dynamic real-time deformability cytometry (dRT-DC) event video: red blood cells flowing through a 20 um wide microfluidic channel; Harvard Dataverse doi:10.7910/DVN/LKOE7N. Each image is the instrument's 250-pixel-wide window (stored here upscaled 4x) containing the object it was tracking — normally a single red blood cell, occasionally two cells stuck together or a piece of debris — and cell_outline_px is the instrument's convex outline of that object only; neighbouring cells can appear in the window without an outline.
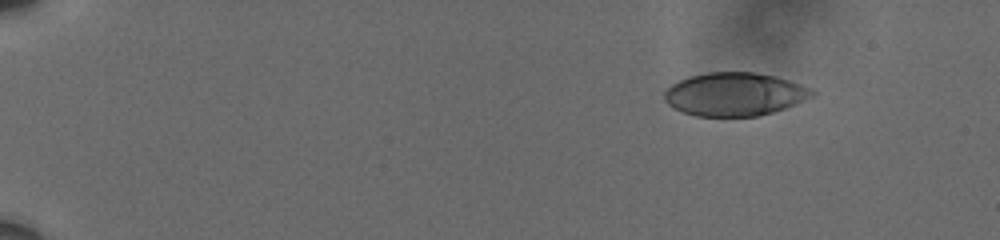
{"species": "human", "species_latin": "Homo sapiens", "temperature_condition": "cold", "stored_images_in_passage": 52, "camera_frame_rate_fps": 3000, "um_per_image_px": 0.085, "donor": {"sex": "male"}, "frame": {"image": 1, "passage_image": 1, "time_ms": 0.0, "image_size_px": [1000, 240], "cell_outline_px": [[816, 92], [812, 96], [804, 100], [784, 108], [772, 112], [756, 116], [696, 116], [680, 112], [672, 108], [664, 100], [664, 92], [672, 84], [688, 76], [708, 72], [756, 72], [776, 76], [788, 80], [808, 88]], "centroid_in_image_um": [62.38, 8.01], "position_along_channel_um": 22.6, "area_um2": 37.17}}
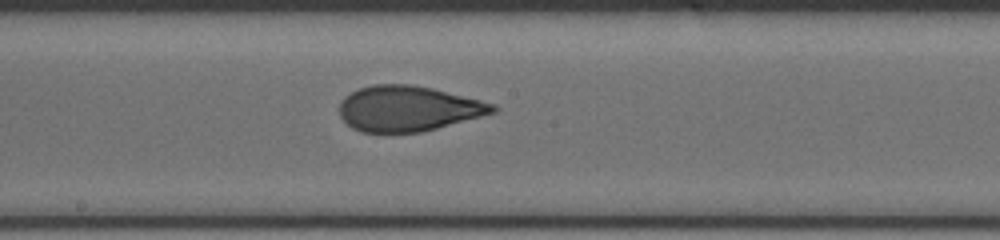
{"frame": {"image": 2, "passage_image": 28, "time_ms": 9.0, "image_size_px": [1000, 240], "cell_outline_px": [[500, 108], [496, 112], [436, 128], [420, 132], [360, 132], [352, 128], [340, 116], [340, 100], [344, 96], [360, 88], [372, 84], [412, 84], [432, 88], [496, 104]], "centroid_in_image_um": [34.69, 9.22], "position_along_channel_um": 213.5, "area_um2": 40.46}}
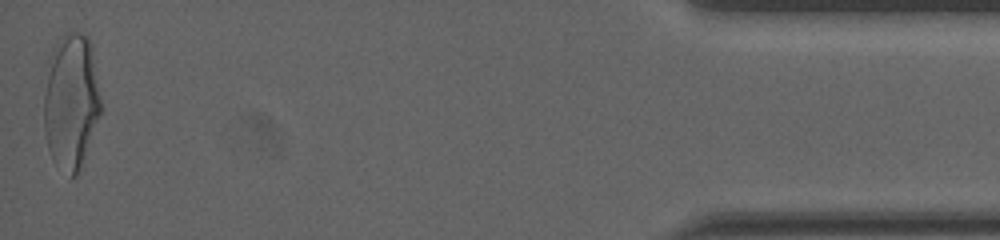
{"frame": {"image": 3, "passage_image": 52, "time_ms": 17.0, "image_size_px": [1000, 240], "cell_outline_px": [[104, 108], [84, 164], [76, 176], [72, 176], [56, 164], [52, 160], [48, 148], [44, 128], [44, 96], [52, 52], [60, 36], [64, 32], [80, 32], [88, 36], [92, 44]], "centroid_in_image_um": [6.12, 8.64], "position_along_channel_um": 429.1, "area_um2": 46.12}, "authors_computed_cell_mechanics": {"area_um2": 40.6045, "velocity_mm_per_s": 3.6181, "shape_relaxation_time_tau1_ms": 5.5791, "shape_relaxation_time_tau2_ms": 1.0391, "deformation_change_tau1": 0.1945, "deformation_change_tau2": 0.075}}